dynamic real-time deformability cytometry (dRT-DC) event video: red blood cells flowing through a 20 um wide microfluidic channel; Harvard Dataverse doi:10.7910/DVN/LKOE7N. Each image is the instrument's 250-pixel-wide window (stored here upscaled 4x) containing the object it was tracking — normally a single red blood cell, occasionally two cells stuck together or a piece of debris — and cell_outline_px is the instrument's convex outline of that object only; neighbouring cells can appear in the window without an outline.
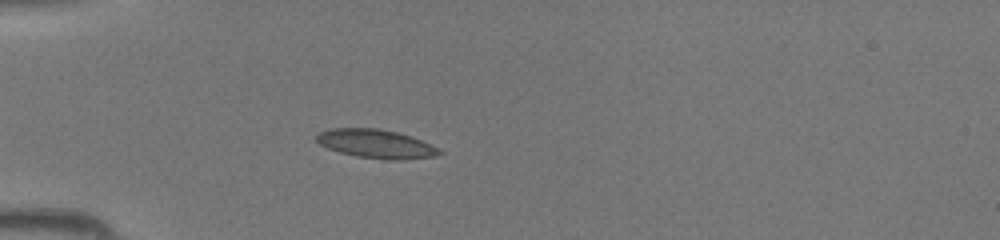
{"species": "common noctule bat (a hibernating species)", "species_latin": "Nyctalus noctula", "temperature_condition": "room temperature", "stored_images_in_passage": 44, "camera_frame_rate_fps": 3000, "um_per_image_px": 0.085, "animal": {"sex": "female", "body_mass_g": 19.5, "forearm_length_mm": 54.1}, "frame": {"image": 1, "passage_image": 13, "time_ms": 4.0, "image_size_px": [1000, 240], "cell_outline_px": [[444, 152], [436, 156], [400, 160], [384, 160], [356, 156], [340, 152], [328, 148], [320, 144], [316, 140], [316, 136], [320, 132], [328, 128], [376, 128], [396, 132], [412, 136]], "centroid_in_image_um": [31.94, 12.23], "position_along_channel_um": 53.1, "area_um2": 20.46}}
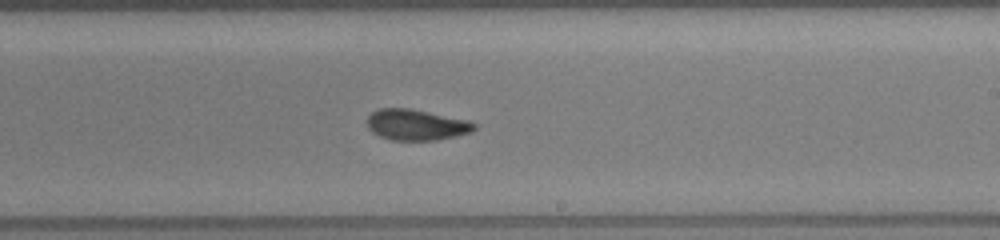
{"frame": {"image": 2, "passage_image": 27, "time_ms": 8.667, "image_size_px": [1000, 240], "cell_outline_px": [[476, 128], [472, 132], [456, 136], [436, 140], [392, 140], [380, 136], [372, 132], [368, 128], [368, 116], [372, 112], [380, 108], [408, 108], [468, 120], [476, 124]], "centroid_in_image_um": [35.39, 10.61], "position_along_channel_um": 253.6, "area_um2": 19.19}}
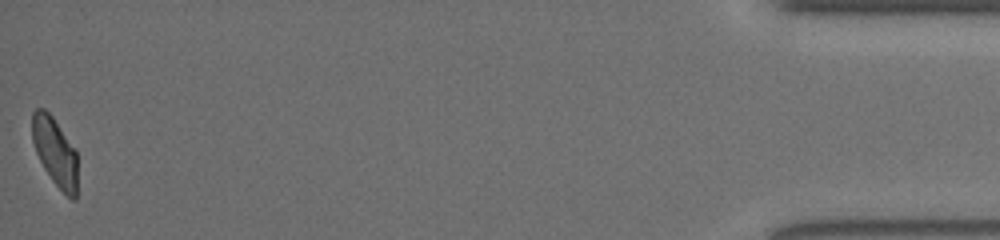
{"frame": {"image": 3, "passage_image": 44, "time_ms": 14.333, "image_size_px": [1000, 240], "cell_outline_px": [[76, 200], [72, 200], [52, 180], [44, 168], [36, 152], [32, 140], [32, 112], [36, 108], [44, 108], [52, 116], [76, 148]], "centroid_in_image_um": [4.67, 12.86], "position_along_channel_um": 430.5, "area_um2": 17.98}}